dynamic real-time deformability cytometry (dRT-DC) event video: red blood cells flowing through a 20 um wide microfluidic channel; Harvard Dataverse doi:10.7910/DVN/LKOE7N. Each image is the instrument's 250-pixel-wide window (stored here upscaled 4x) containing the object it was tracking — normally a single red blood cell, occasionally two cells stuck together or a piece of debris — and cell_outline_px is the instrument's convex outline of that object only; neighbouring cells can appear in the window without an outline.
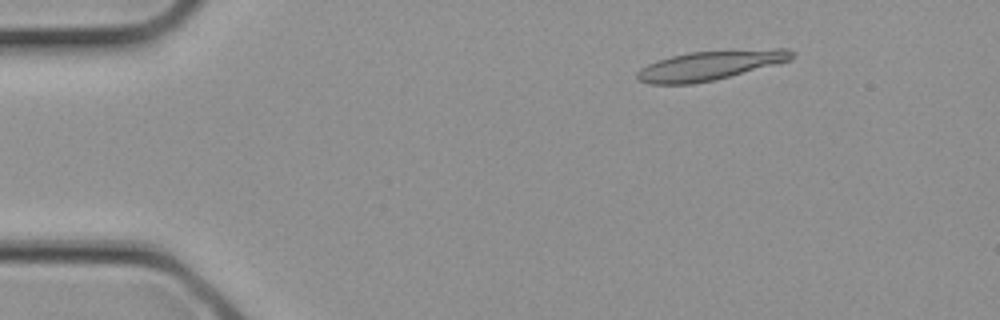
{"species": "common noctule bat (a hibernating species)", "species_latin": "Nyctalus noctula", "temperature_condition": "cold", "stored_images_in_passage": 4, "segment_of_instrument_passage": [2, 2], "camera_frame_rate_fps": 3000, "um_per_image_px": 0.085, "animal": {"sex": "female", "body_mass_g": 21.9}, "frame": {"image": 1, "passage_image": 4, "time_ms": 1.0, "image_size_px": [1000, 320], "cell_outline_px": [[796, 56], [792, 60], [780, 64], [716, 80], [692, 84], [648, 84], [640, 80], [636, 76], [636, 72], [640, 68], [648, 64], [672, 56], [688, 52], [772, 48], [788, 48], [796, 52]], "centroid_in_image_um": [60.47, 5.55], "position_along_channel_um": 24.5, "area_um2": 26.99}}